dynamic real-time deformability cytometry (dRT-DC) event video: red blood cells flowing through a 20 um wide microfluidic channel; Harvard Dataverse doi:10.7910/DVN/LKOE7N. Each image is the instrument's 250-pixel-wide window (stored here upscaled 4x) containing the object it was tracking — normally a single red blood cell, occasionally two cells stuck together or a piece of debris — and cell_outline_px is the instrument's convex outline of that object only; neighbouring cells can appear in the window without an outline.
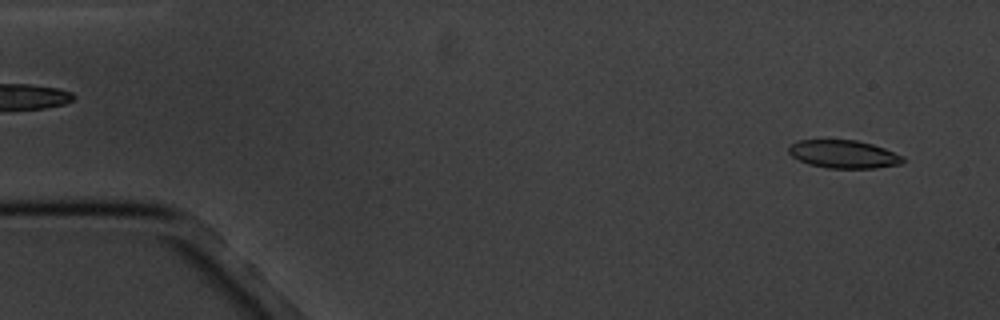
{"species": "common noctule bat (a hibernating species)", "species_latin": "Nyctalus noctula", "temperature_condition": "cold", "stored_images_in_passage": 6, "segment_of_instrument_passage": [2, 2], "camera_frame_rate_fps": 3000, "um_per_image_px": 0.085, "animal": {"sex": "male", "body_mass_g": 20.1, "forearm_length_mm": 53.5}, "frame": {"image": 1, "passage_image": 6, "time_ms": 6.0, "image_size_px": [1000, 320], "cell_outline_px": [[904, 160], [900, 164], [876, 168], [828, 168], [808, 164], [792, 156], [788, 152], [788, 144], [800, 140], [856, 140], [872, 144], [884, 148], [904, 156]], "centroid_in_image_um": [71.69, 13.1], "position_along_channel_um": 13.3, "area_um2": 18.67}}